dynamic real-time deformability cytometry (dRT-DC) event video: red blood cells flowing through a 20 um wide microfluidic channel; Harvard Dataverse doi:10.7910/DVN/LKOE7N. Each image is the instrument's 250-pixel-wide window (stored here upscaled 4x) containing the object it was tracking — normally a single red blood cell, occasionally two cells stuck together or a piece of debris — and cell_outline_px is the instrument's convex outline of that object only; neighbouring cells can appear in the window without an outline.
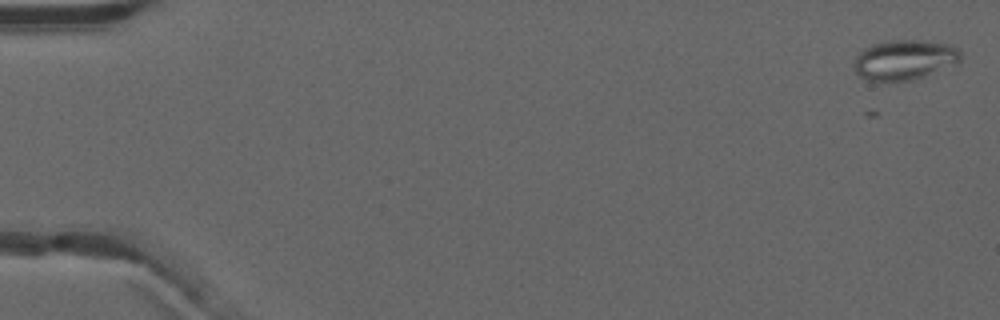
{"species": "common noctule bat (a hibernating species)", "species_latin": "Nyctalus noctula", "temperature_condition": "warm", "stored_images_in_passage": 15, "camera_frame_rate_fps": 3000, "um_per_image_px": 0.085, "animal": {"sex": "male", "forearm_length_mm": 52.5}, "frame": {"image": 1, "passage_image": 1, "time_ms": 0.0, "image_size_px": [1000, 320], "cell_outline_px": [[960, 60], [924, 76], [912, 80], [868, 80], [860, 76], [856, 72], [852, 64], [856, 56], [864, 48], [872, 44], [892, 40], [924, 40], [948, 44], [956, 48], [960, 52]], "centroid_in_image_um": [76.82, 5.06], "position_along_channel_um": 8.2, "area_um2": 24.39}}